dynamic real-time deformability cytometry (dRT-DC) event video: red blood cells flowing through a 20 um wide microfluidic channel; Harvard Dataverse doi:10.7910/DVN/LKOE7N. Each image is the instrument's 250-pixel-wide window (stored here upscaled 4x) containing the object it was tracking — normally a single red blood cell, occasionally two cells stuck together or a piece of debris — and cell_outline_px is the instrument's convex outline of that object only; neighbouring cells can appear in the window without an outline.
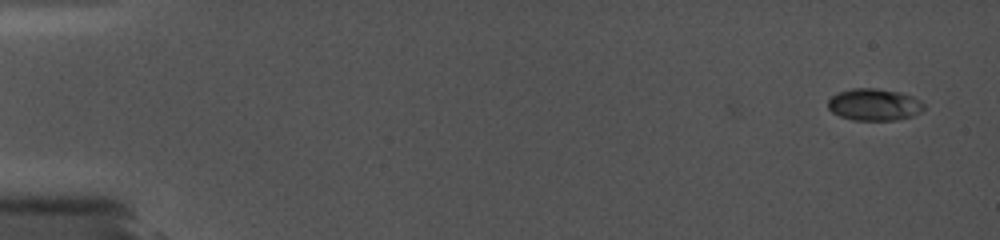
{"species": "common noctule bat (a hibernating species)", "species_latin": "Nyctalus noctula", "temperature_condition": "cold", "stored_images_in_passage": 15, "camera_frame_rate_fps": 5000, "um_per_image_px": 0.085, "animal": {"sex": "female", "body_mass_g": 19.0, "forearm_length_mm": 56.7}, "frame": {"image": 1, "passage_image": 1, "time_ms": 0.0, "image_size_px": [1000, 240], "cell_outline_px": [[924, 108], [920, 112], [912, 116], [896, 120], [852, 120], [840, 116], [832, 112], [828, 108], [828, 100], [836, 92], [852, 88], [876, 88], [900, 92], [912, 96], [924, 104]], "centroid_in_image_um": [74.28, 8.89], "position_along_channel_um": 10.7, "area_um2": 17.92}}